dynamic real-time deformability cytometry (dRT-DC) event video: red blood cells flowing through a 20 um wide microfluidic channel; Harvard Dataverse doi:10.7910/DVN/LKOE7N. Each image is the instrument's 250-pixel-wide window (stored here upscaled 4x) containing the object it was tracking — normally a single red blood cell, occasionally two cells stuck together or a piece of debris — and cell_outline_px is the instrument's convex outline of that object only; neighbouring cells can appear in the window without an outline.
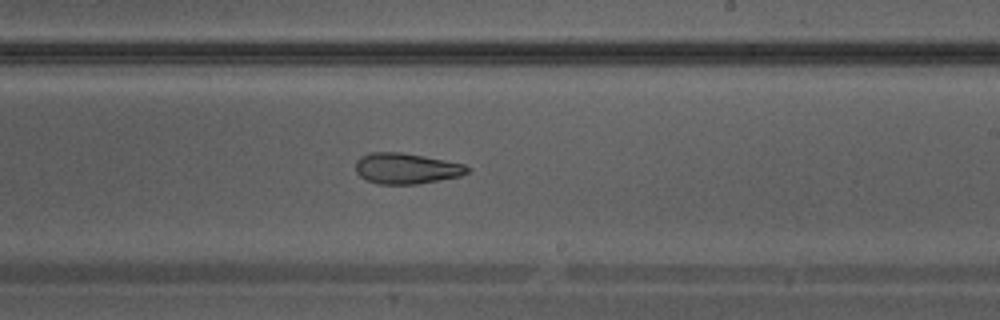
{"species": "Egyptian fruit bat (a non-hibernating species)", "species_latin": "Rousettus aegyptiacus", "temperature_condition": "warm", "stored_images_in_passage": 39, "camera_frame_rate_fps": 3000, "um_per_image_px": 0.085, "animal": {"sex": "male"}, "frame": {"image": 1, "passage_image": 23, "time_ms": 7.333, "image_size_px": [1000, 320], "cell_outline_px": [[472, 168], [468, 172], [460, 176], [416, 184], [380, 184], [368, 180], [360, 176], [356, 172], [356, 160], [360, 156], [372, 152], [400, 152], [424, 156], [464, 164]], "centroid_in_image_um": [34.53, 14.31], "position_along_channel_um": 254.5, "area_um2": 19.94}}
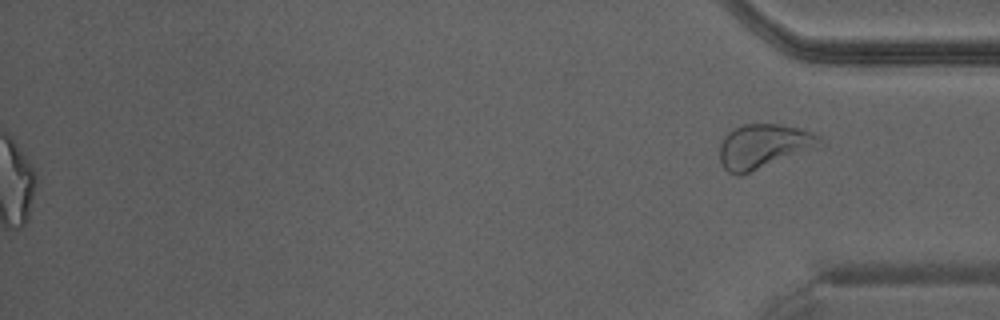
{"frame": {"image": 2, "passage_image": 39, "time_ms": 12.667, "image_size_px": [1000, 320], "cell_outline_px": [[828, 144], [820, 148], [740, 176], [728, 172], [724, 168], [720, 160], [720, 144], [724, 136], [732, 128], [744, 124], [776, 124], [800, 128], [812, 132], [820, 136]], "centroid_in_image_um": [64.99, 12.44], "position_along_channel_um": 370.2, "area_um2": 26.59}}